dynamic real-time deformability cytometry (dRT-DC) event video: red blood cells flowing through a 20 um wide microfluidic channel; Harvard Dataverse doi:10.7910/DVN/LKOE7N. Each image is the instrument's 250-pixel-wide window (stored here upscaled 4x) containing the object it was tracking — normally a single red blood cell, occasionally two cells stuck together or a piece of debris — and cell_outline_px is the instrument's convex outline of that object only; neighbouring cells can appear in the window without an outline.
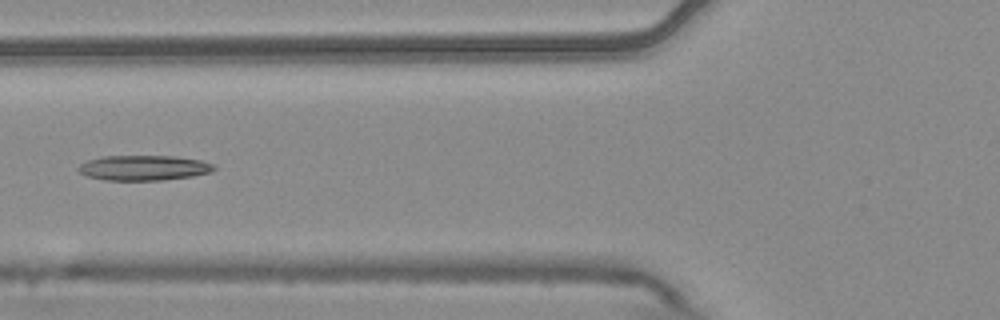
{"species": "common noctule bat (a hibernating species)", "species_latin": "Nyctalus noctula", "temperature_condition": "warm", "stored_images_in_passage": 8, "camera_frame_rate_fps": 3000, "um_per_image_px": 0.085, "animal": {"sex": "male", "body_mass_g": 20.4}, "frame": {"image": 1, "passage_image": 6, "time_ms": 1.667, "image_size_px": [1000, 320], "cell_outline_px": [[216, 168], [212, 172], [192, 176], [164, 180], [104, 180], [88, 176], [80, 172], [76, 168], [80, 164], [88, 160], [104, 156], [176, 156], [200, 160], [212, 164]], "centroid_in_image_um": [12.22, 14.26], "position_along_channel_um": 113.6, "area_um2": 19.83}}
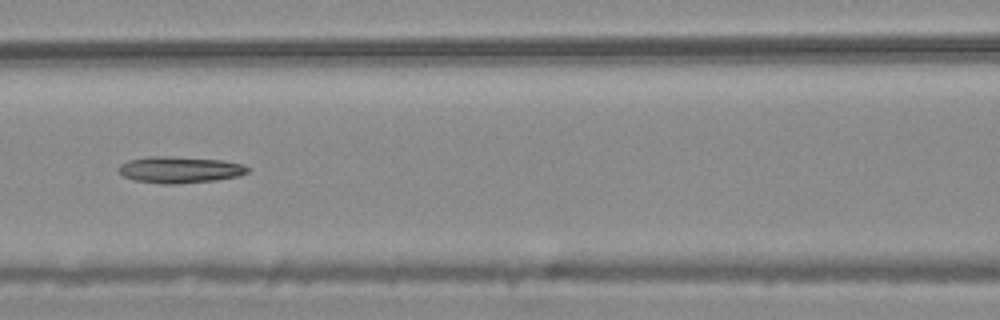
{"frame": {"image": 2, "passage_image": 7, "time_ms": 2.0, "image_size_px": [1000, 320], "cell_outline_px": [[252, 168], [248, 172], [240, 176], [216, 180], [176, 184], [160, 184], [136, 180], [124, 176], [116, 168], [120, 164], [128, 160], [148, 156], [168, 156], [224, 160], [244, 164]], "centroid_in_image_um": [15.32, 14.42], "position_along_channel_um": 151.3, "area_um2": 20.17}}
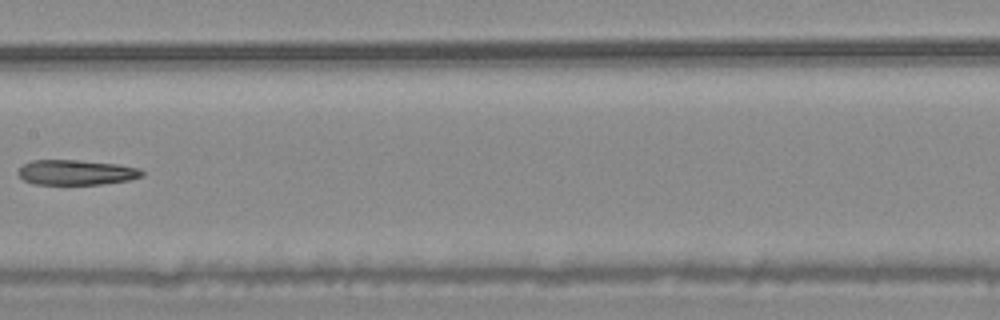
{"frame": {"image": 3, "passage_image": 8, "time_ms": 2.333, "image_size_px": [1000, 320], "cell_outline_px": [[144, 176], [128, 180], [100, 184], [36, 184], [24, 180], [16, 172], [24, 164], [32, 160], [80, 160], [120, 164], [140, 168], [144, 172]], "centroid_in_image_um": [6.51, 14.64], "position_along_channel_um": 200.9, "area_um2": 18.15}}